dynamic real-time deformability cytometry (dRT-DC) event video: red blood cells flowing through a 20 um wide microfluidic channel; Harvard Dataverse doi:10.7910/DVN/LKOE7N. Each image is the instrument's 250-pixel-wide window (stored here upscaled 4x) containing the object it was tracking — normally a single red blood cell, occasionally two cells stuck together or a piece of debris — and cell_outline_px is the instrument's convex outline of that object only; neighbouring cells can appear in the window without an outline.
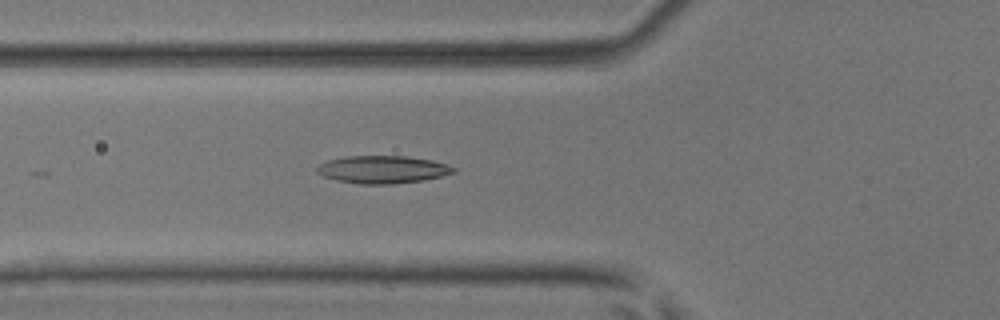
{"species": "common noctule bat (a hibernating species)", "species_latin": "Nyctalus noctula", "temperature_condition": "room temperature", "stored_images_in_passage": 23, "camera_frame_rate_fps": 3000, "um_per_image_px": 0.085, "animal": {"sex": "male", "body_mass_g": 17.9, "forearm_length_mm": 54.2}, "frame": {"image": 1, "passage_image": 19, "time_ms": 6.0, "image_size_px": [1000, 320], "cell_outline_px": [[456, 172], [424, 180], [392, 184], [360, 184], [336, 180], [324, 176], [316, 172], [316, 168], [320, 164], [328, 160], [344, 156], [408, 156], [432, 160], [448, 164], [456, 168]], "centroid_in_image_um": [32.54, 14.4], "position_along_channel_um": 93.3, "area_um2": 22.08}}
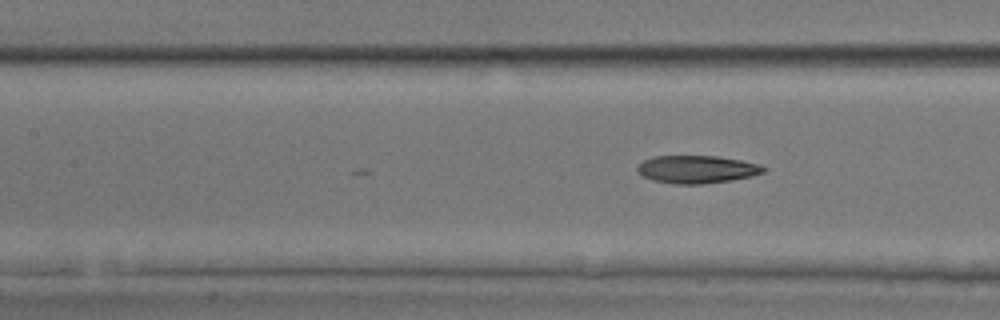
{"frame": {"image": 2, "passage_image": 23, "time_ms": 7.333, "image_size_px": [1000, 320], "cell_outline_px": [[764, 172], [752, 176], [732, 180], [704, 184], [672, 184], [652, 180], [644, 176], [636, 168], [644, 160], [652, 156], [716, 156], [740, 160], [760, 164], [764, 168]], "centroid_in_image_um": [59.23, 14.4], "position_along_channel_um": 148.2, "area_um2": 20.35}}